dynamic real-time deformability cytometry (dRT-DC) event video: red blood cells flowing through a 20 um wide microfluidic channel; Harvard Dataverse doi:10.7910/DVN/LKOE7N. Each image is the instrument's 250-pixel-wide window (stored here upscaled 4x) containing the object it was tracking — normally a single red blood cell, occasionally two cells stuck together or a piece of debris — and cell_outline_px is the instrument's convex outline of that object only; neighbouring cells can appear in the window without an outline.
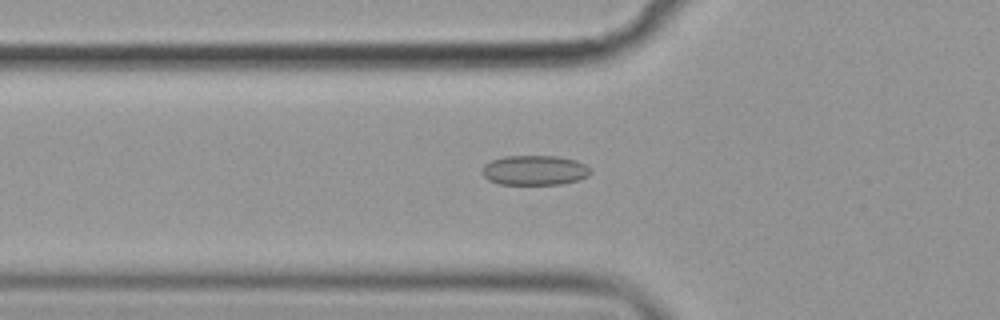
{"species": "common noctule bat (a hibernating species)", "species_latin": "Nyctalus noctula", "temperature_condition": "cold", "stored_images_in_passage": 57, "camera_frame_rate_fps": 3000, "um_per_image_px": 0.085, "animal": {"sex": "female", "body_mass_g": 19.9}, "frame": {"image": 1, "passage_image": 20, "time_ms": 6.333, "image_size_px": [1000, 320], "cell_outline_px": [[592, 172], [588, 176], [580, 180], [560, 184], [500, 184], [488, 180], [480, 172], [480, 168], [484, 164], [492, 160], [504, 156], [556, 156], [576, 160], [592, 168]], "centroid_in_image_um": [45.44, 14.47], "position_along_channel_um": 80.4, "area_um2": 19.07}}
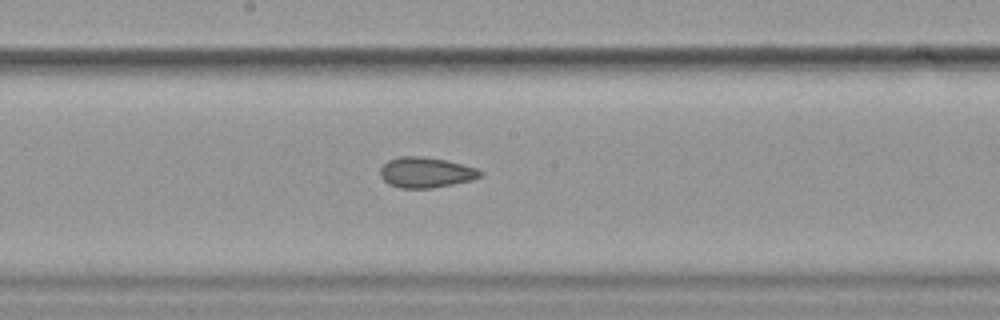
{"frame": {"image": 2, "passage_image": 31, "time_ms": 10.0, "image_size_px": [1000, 320], "cell_outline_px": [[480, 176], [472, 180], [432, 188], [400, 188], [388, 184], [380, 176], [380, 168], [388, 160], [400, 156], [420, 156], [444, 160], [476, 168], [480, 172]], "centroid_in_image_um": [36.14, 14.66], "position_along_channel_um": 212.1, "area_um2": 17.51}}
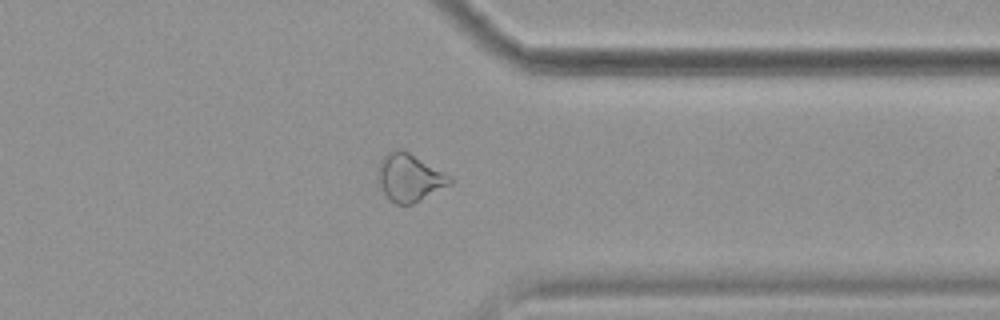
{"frame": {"image": 3, "passage_image": 45, "time_ms": 14.667, "image_size_px": [1000, 320], "cell_outline_px": [[452, 180], [448, 184], [420, 200], [412, 204], [396, 204], [388, 200], [380, 184], [376, 168], [380, 160], [388, 152], [396, 148], [404, 148], [452, 176]], "centroid_in_image_um": [34.77, 15.04], "position_along_channel_um": 376.6, "area_um2": 20.06}, "authors_computed_cell_mechanics": {"area_um2": 19.4208, "velocity_mm_per_s": 3.5874, "shape_relaxation_time_tau1_ms": 5.5579, "shape_relaxation_time_tau2_ms": 3.3171, "deformation_change_tau1": 0.0878, "deformation_change_tau2": 0.0891}}